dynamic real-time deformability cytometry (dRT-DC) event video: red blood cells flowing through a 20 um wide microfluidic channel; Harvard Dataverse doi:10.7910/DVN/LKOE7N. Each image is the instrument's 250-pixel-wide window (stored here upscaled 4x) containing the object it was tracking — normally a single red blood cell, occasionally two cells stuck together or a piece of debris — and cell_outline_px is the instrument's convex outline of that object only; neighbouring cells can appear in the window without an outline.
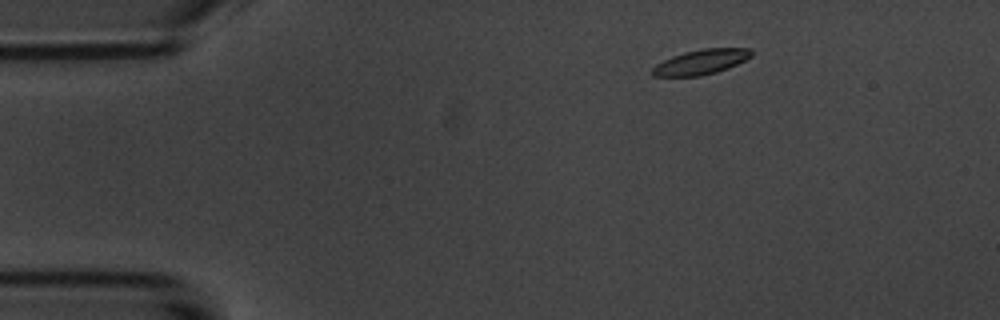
{"species": "common noctule bat (a hibernating species)", "species_latin": "Nyctalus noctula", "temperature_condition": "room temperature", "stored_images_in_passage": 3, "camera_frame_rate_fps": 3000, "um_per_image_px": 0.085, "animal": {"sex": "male", "body_mass_g": 20.1, "forearm_length_mm": 53.5}, "frame": {"image": 1, "passage_image": 1, "time_ms": 0.0, "image_size_px": [1000, 320], "cell_outline_px": [[752, 56], [728, 68], [716, 72], [700, 76], [652, 76], [648, 72], [656, 64], [672, 56], [684, 52], [700, 48], [752, 48]], "centroid_in_image_um": [59.55, 5.26], "position_along_channel_um": 25.4, "area_um2": 14.51}}